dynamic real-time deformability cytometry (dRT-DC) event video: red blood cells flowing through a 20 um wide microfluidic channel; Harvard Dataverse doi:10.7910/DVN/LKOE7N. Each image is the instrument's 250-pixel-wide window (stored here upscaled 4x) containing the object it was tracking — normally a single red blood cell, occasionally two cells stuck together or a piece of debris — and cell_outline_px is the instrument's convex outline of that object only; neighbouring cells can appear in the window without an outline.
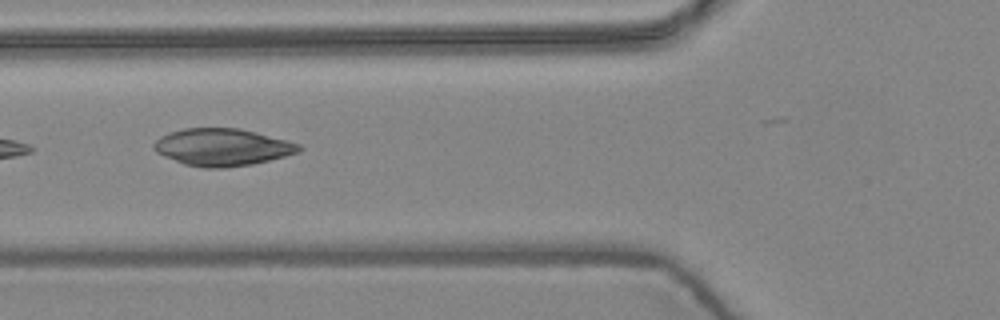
{"species": "common noctule bat (a hibernating species)", "species_latin": "Nyctalus noctula", "temperature_condition": "warm", "stored_images_in_passage": 8, "camera_frame_rate_fps": 3000, "um_per_image_px": 0.085, "animal": {"sex": "female", "body_mass_g": 24.6, "forearm_length_mm": 56.2}, "frame": {"image": 1, "passage_image": 5, "time_ms": 1.333, "image_size_px": [1000, 320], "cell_outline_px": [[304, 148], [300, 152], [252, 164], [224, 168], [204, 168], [184, 164], [164, 156], [156, 152], [152, 148], [152, 144], [160, 136], [184, 128], [240, 128], [288, 140], [300, 144]], "centroid_in_image_um": [18.9, 12.51], "position_along_channel_um": 106.9, "area_um2": 31.56}}
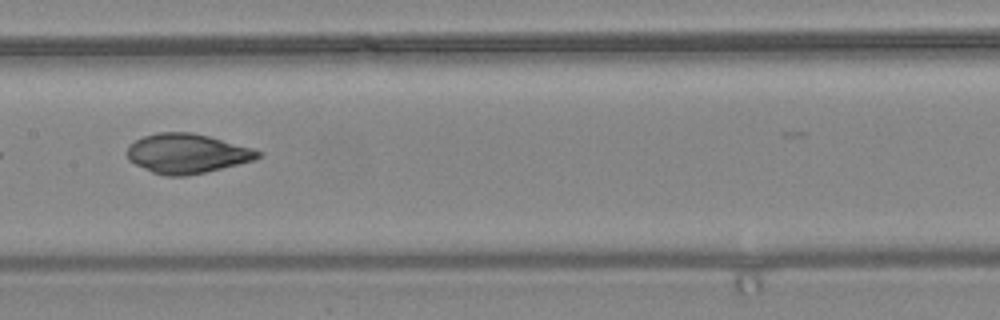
{"frame": {"image": 2, "passage_image": 7, "time_ms": 2.0, "image_size_px": [1000, 320], "cell_outline_px": [[264, 152], [256, 160], [188, 176], [164, 176], [152, 172], [128, 160], [124, 152], [136, 140], [144, 136], [156, 132], [192, 132], [208, 136], [252, 148]], "centroid_in_image_um": [15.89, 13.05], "position_along_channel_um": 191.5, "area_um2": 30.23}}
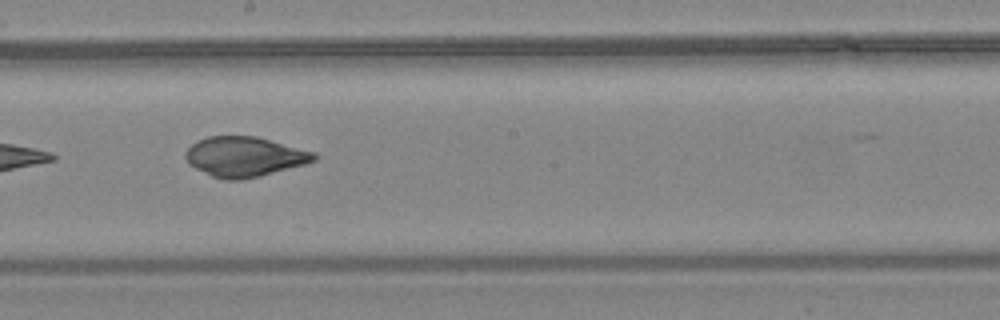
{"frame": {"image": 3, "passage_image": 8, "time_ms": 2.333, "image_size_px": [1000, 320], "cell_outline_px": [[320, 156], [316, 160], [304, 164], [260, 176], [240, 180], [224, 180], [212, 176], [188, 164], [184, 156], [184, 152], [192, 144], [208, 136], [256, 136], [316, 152]], "centroid_in_image_um": [20.79, 13.32], "position_along_channel_um": 227.4, "area_um2": 29.94}}